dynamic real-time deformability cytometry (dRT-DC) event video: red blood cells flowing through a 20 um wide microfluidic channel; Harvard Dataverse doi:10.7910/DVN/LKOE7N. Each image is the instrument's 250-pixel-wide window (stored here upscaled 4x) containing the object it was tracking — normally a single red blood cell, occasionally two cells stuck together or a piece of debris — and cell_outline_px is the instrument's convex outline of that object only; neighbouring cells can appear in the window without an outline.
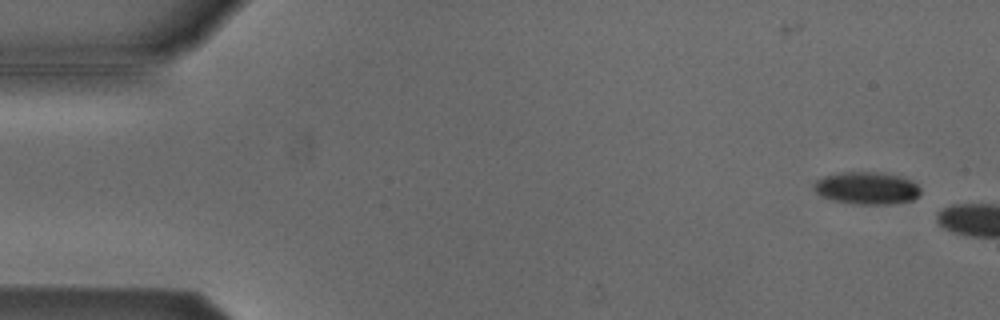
{"species": "Egyptian fruit bat (a non-hibernating species)", "species_latin": "Rousettus aegyptiacus", "temperature_condition": "cold", "stored_images_in_passage": 2, "camera_frame_rate_fps": 3000, "um_per_image_px": 0.085, "animal": {"sex": "male"}, "frame": {"image": 1, "passage_image": 1, "time_ms": 0.0, "image_size_px": [1000, 320], "cell_outline_px": [[920, 192], [912, 200], [888, 204], [856, 204], [832, 200], [820, 196], [812, 188], [816, 180], [824, 176], [840, 172], [884, 172], [904, 176], [912, 180], [920, 188]], "centroid_in_image_um": [73.66, 15.97], "position_along_channel_um": 11.3, "area_um2": 20.35}}